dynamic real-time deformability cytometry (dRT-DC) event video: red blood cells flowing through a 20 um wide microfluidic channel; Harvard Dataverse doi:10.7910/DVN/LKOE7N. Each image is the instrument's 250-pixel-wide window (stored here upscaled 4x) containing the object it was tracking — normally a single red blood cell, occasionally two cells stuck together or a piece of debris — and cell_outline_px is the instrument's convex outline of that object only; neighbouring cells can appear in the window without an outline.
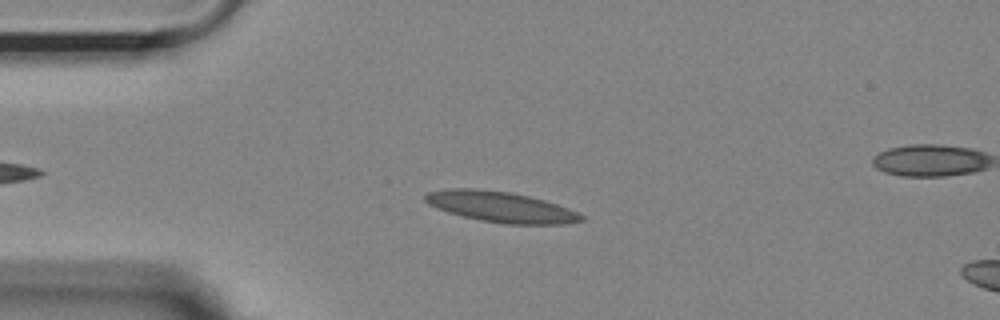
{"species": "Egyptian fruit bat (a non-hibernating species)", "species_latin": "Rousettus aegyptiacus", "temperature_condition": "room temperature", "stored_images_in_passage": 47, "camera_frame_rate_fps": 3000, "um_per_image_px": 0.085, "animal": {"sex": "female"}, "frame": {"image": 1, "passage_image": 10, "time_ms": 3.0, "image_size_px": [1000, 320], "cell_outline_px": [[584, 220], [564, 224], [504, 224], [480, 220], [448, 212], [436, 208], [428, 204], [424, 200], [424, 196], [428, 192], [448, 188], [472, 188], [508, 192], [528, 196], [544, 200], [568, 208], [584, 216]], "centroid_in_image_um": [42.54, 17.59], "position_along_channel_um": 42.5, "area_um2": 27.69}}
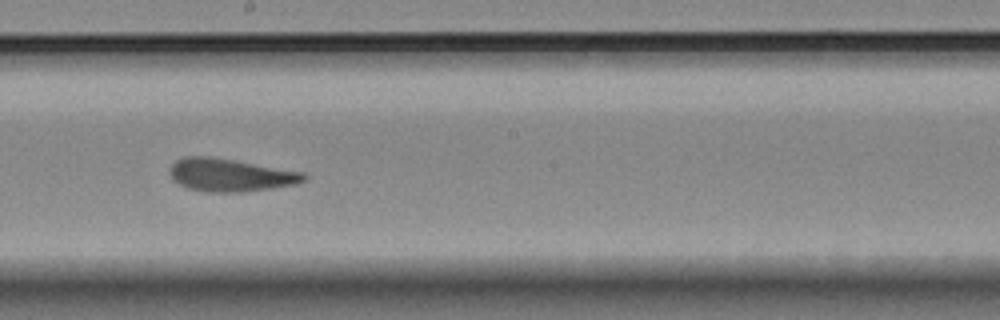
{"frame": {"image": 2, "passage_image": 27, "time_ms": 8.667, "image_size_px": [1000, 320], "cell_outline_px": [[308, 176], [304, 180], [296, 184], [272, 188], [244, 192], [208, 192], [188, 188], [172, 180], [168, 172], [168, 168], [176, 160], [184, 156], [208, 156], [304, 172]], "centroid_in_image_um": [19.53, 14.88], "position_along_channel_um": 228.7, "area_um2": 25.66}}
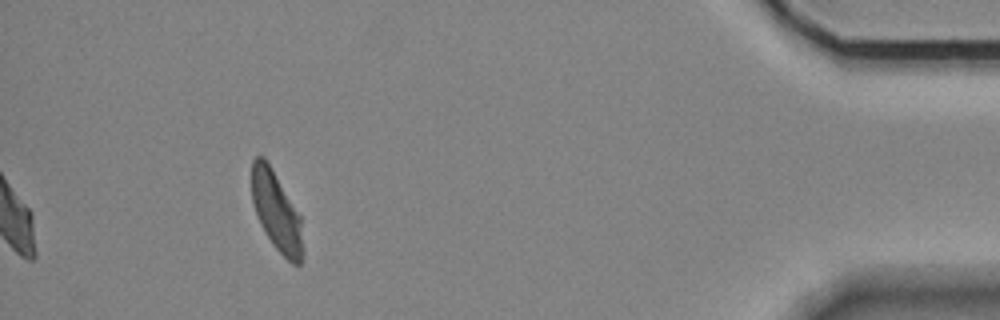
{"frame": {"image": 3, "passage_image": 47, "time_ms": 15.333, "image_size_px": [1000, 320], "cell_outline_px": [[304, 252], [300, 264], [292, 264], [272, 244], [264, 232], [260, 224], [252, 200], [252, 160], [256, 156], [264, 156], [272, 168], [300, 216], [304, 248]], "centroid_in_image_um": [23.5, 17.99], "position_along_channel_um": 411.7, "area_um2": 23.52}, "authors_computed_cell_mechanics": {"area_um2": 25.6054, "velocity_mm_per_s": 3.6439, "shape_relaxation_time_tau1_ms": 8.9632, "shape_relaxation_time_tau2_ms": 2.1317, "deformation_change_tau1": 0.211, "deformation_change_tau2": 0.1041}}